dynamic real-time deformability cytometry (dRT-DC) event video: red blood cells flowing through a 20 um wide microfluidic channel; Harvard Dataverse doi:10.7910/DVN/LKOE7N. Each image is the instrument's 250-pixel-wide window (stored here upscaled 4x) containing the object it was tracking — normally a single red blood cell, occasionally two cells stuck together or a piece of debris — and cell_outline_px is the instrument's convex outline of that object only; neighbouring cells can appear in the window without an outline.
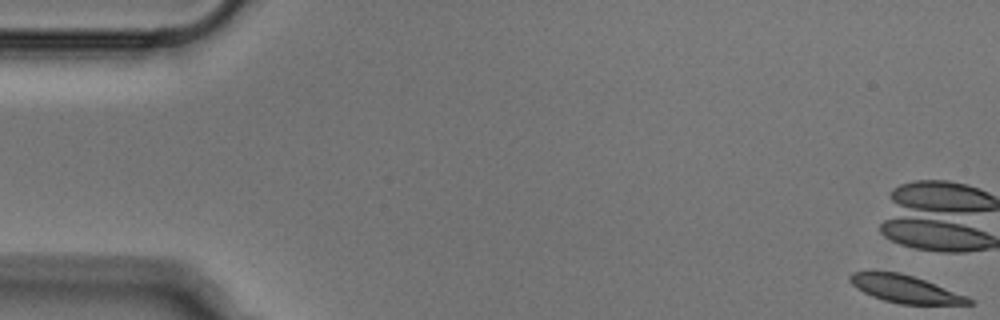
{"species": "Egyptian fruit bat (a non-hibernating species)", "species_latin": "Rousettus aegyptiacus", "temperature_condition": "cold", "stored_images_in_passage": 52, "camera_frame_rate_fps": 3000, "um_per_image_px": 0.085, "animal": {"sex": "male"}, "frame": {"image": 1, "passage_image": 1, "time_ms": 0.0, "image_size_px": [1000, 320], "cell_outline_px": [[976, 304], [900, 304], [884, 300], [872, 296], [856, 288], [848, 280], [848, 276], [852, 272], [868, 268], [872, 268], [900, 272], [924, 280], [968, 296]], "centroid_in_image_um": [76.84, 24.51], "position_along_channel_um": 8.2, "area_um2": 19.59}}